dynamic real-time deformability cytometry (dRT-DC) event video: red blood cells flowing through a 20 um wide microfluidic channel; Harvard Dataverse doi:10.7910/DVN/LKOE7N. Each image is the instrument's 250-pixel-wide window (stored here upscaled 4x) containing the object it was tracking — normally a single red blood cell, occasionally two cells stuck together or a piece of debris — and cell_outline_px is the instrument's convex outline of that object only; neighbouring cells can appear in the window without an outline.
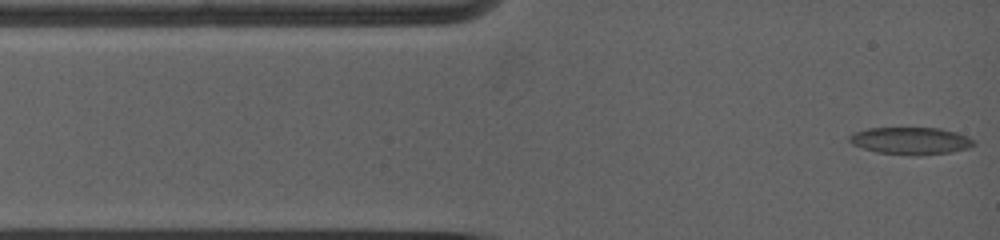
{"species": "common noctule bat (a hibernating species)", "species_latin": "Nyctalus noctula", "temperature_condition": "warm", "stored_images_in_passage": 83, "camera_frame_rate_fps": 5000, "um_per_image_px": 0.085, "animal": {"sex": "female", "body_mass_g": 19.0, "forearm_length_mm": 53.3}, "frame": {"image": 1, "passage_image": 1, "time_ms": 0.0, "image_size_px": [1000, 240], "cell_outline_px": [[972, 144], [968, 148], [952, 152], [916, 156], [912, 156], [876, 152], [852, 144], [848, 140], [848, 136], [856, 132], [868, 128], [940, 128], [956, 132], [972, 140]], "centroid_in_image_um": [77.36, 11.98], "position_along_channel_um": 7.6, "area_um2": 19.59}}
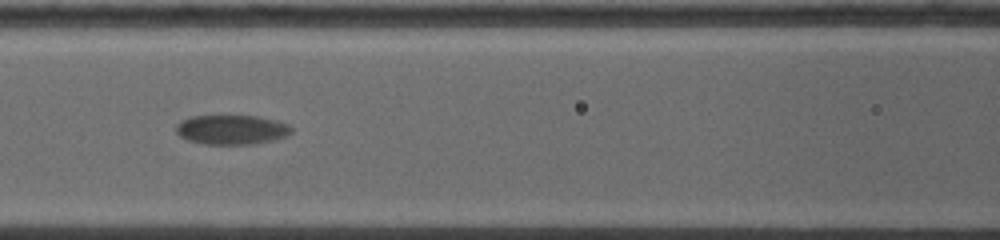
{"frame": {"image": 2, "passage_image": 23, "time_ms": 5.2, "image_size_px": [1000, 240], "cell_outline_px": [[292, 132], [284, 136], [272, 140], [256, 144], [204, 144], [188, 140], [180, 136], [176, 132], [176, 124], [192, 116], [256, 116], [276, 120], [288, 124], [292, 128]], "centroid_in_image_um": [19.69, 11.02], "position_along_channel_um": 146.9, "area_um2": 19.71}}
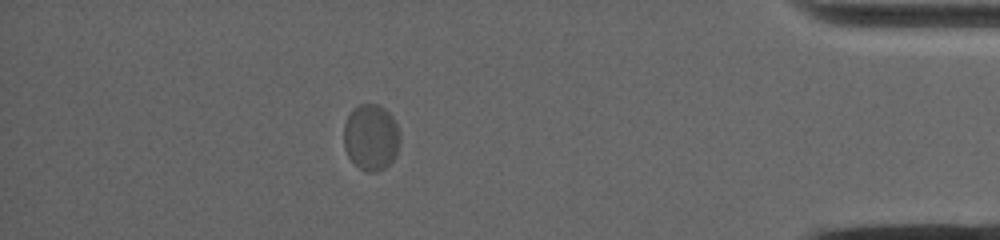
{"frame": {"image": 3, "passage_image": 60, "time_ms": 13.8, "image_size_px": [1000, 240], "cell_outline_px": [[400, 144], [396, 156], [384, 168], [376, 172], [368, 172], [360, 168], [348, 156], [344, 148], [344, 124], [352, 108], [360, 104], [380, 104], [392, 116], [400, 132]], "centroid_in_image_um": [31.55, 11.65], "position_along_channel_um": 403.7, "area_um2": 21.85}, "authors_computed_cell_mechanics": {"area_um2": 21.2126, "velocity_mm_per_s": 3.5839, "shape_relaxation_time_tau1_ms": 3.8243, "shape_relaxation_time_tau2_ms": null, "deformation_change_tau1": 0.0576, "deformation_change_tau2": null}}